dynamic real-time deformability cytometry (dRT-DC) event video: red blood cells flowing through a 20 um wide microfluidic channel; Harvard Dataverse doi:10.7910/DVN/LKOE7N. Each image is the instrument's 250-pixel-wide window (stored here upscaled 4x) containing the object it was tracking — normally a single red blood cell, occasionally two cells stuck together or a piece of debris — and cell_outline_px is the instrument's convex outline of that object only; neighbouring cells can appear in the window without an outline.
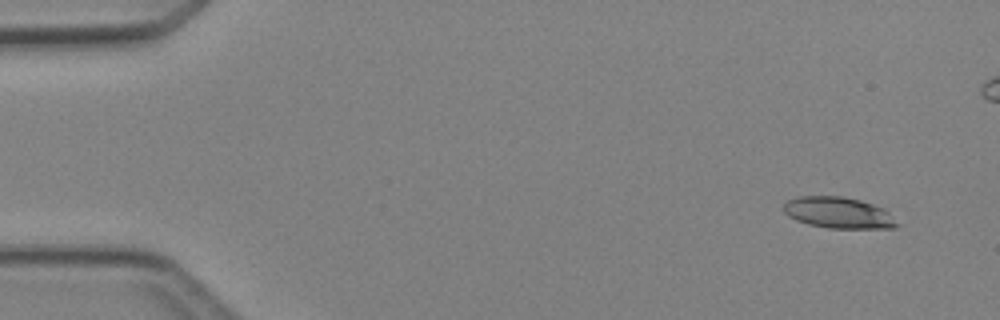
{"species": "Egyptian fruit bat (a non-hibernating species)", "species_latin": "Rousettus aegyptiacus", "temperature_condition": "cold", "stored_images_in_passage": 5, "camera_frame_rate_fps": 3000, "um_per_image_px": 0.085, "animal": {"sex": "female"}, "frame": {"image": 1, "passage_image": 1, "time_ms": 0.0, "image_size_px": [1000, 320], "cell_outline_px": [[900, 224], [896, 228], [828, 228], [808, 224], [796, 220], [788, 216], [784, 212], [784, 204], [788, 200], [800, 196], [844, 196], [860, 200], [884, 208]], "centroid_in_image_um": [71.28, 18.08], "position_along_channel_um": 13.7, "area_um2": 20.69}}